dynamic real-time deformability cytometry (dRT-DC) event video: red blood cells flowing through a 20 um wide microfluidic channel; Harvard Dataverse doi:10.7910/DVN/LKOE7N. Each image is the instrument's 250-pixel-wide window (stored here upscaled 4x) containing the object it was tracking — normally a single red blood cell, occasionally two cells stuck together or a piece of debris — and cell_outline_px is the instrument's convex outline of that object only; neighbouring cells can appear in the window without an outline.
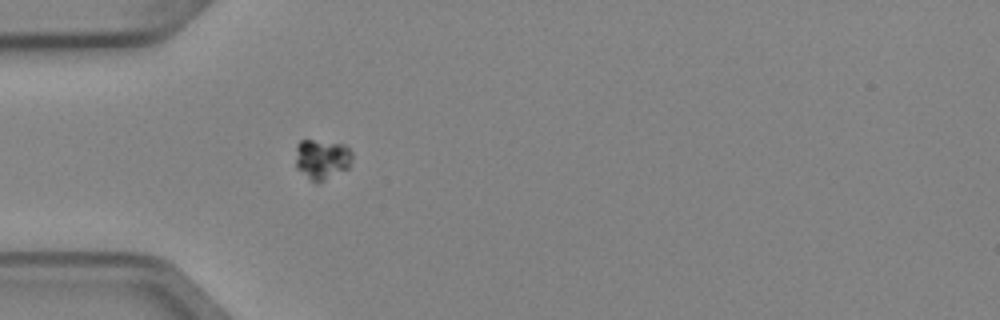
{"species": "Egyptian fruit bat (a non-hibernating species)", "species_latin": "Rousettus aegyptiacus", "temperature_condition": "cold", "stored_images_in_passage": 2, "camera_frame_rate_fps": 3000, "um_per_image_px": 0.085, "animal": {"sex": "female"}, "frame": {"image": 1, "passage_image": 2, "time_ms": 0.333, "image_size_px": [1000, 320], "cell_outline_px": [[352, 156], [348, 168], [316, 184], [296, 168], [296, 144], [300, 140], [312, 140], [344, 144], [352, 152]], "centroid_in_image_um": [27.34, 13.52], "position_along_channel_um": 57.7, "area_um2": 13.18}}